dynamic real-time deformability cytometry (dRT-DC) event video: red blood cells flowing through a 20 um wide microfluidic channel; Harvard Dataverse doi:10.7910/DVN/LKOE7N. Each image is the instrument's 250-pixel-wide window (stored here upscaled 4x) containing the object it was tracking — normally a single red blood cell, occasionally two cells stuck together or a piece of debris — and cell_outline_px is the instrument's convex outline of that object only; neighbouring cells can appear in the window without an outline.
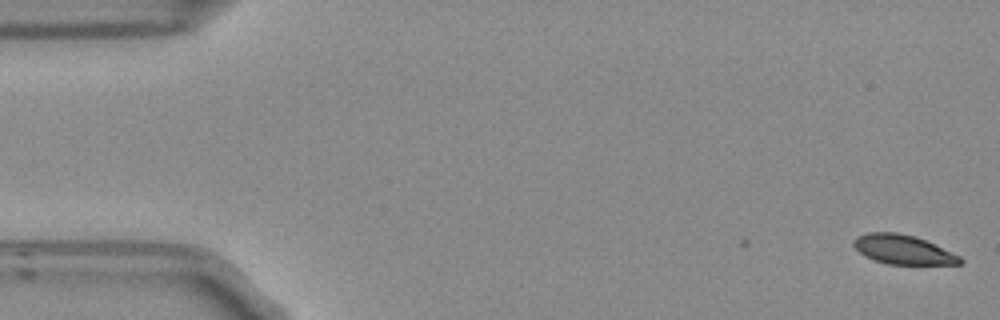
{"species": "Egyptian fruit bat (a non-hibernating species)", "species_latin": "Rousettus aegyptiacus", "temperature_condition": "room temperature", "stored_images_in_passage": 6, "camera_frame_rate_fps": 3000, "um_per_image_px": 0.085, "frame": {"image": 1, "passage_image": 6, "time_ms": 1.667, "image_size_px": [1000, 320], "cell_outline_px": [[964, 260], [960, 264], [888, 264], [872, 260], [864, 256], [852, 244], [856, 236], [868, 232], [896, 232], [912, 236], [924, 240], [960, 256]], "centroid_in_image_um": [76.71, 21.22], "position_along_channel_um": 8.3, "area_um2": 17.98}}